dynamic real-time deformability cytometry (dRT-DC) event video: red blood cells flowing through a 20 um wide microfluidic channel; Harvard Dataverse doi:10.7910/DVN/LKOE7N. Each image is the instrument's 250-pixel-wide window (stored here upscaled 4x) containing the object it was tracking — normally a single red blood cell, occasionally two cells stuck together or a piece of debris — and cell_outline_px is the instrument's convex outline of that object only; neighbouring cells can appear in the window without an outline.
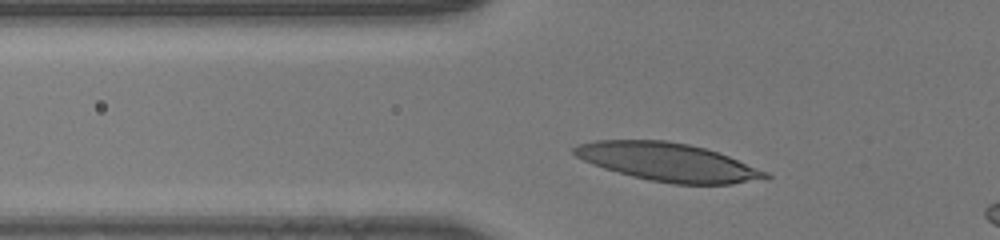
{"species": "human", "species_latin": "Homo sapiens", "temperature_condition": "room temperature", "stored_images_in_passage": 30, "camera_frame_rate_fps": 3000, "um_per_image_px": 0.085, "donor": {"sex": "male"}, "frame": {"image": 1, "passage_image": 5, "time_ms": 1.333, "image_size_px": [1000, 240], "cell_outline_px": [[772, 176], [768, 180], [732, 184], [672, 184], [648, 180], [632, 176], [604, 168], [592, 164], [576, 156], [572, 152], [572, 148], [576, 144], [596, 140], [664, 140], [688, 144], [704, 148], [728, 156], [768, 172]], "centroid_in_image_um": [56.8, 13.78], "position_along_channel_um": 69.0, "area_um2": 42.71}}
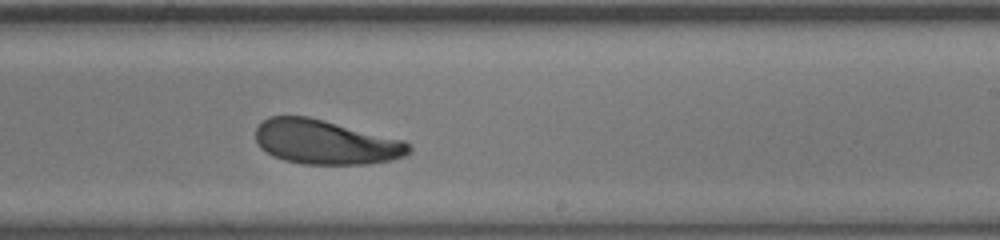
{"frame": {"image": 2, "passage_image": 19, "time_ms": 6.0, "image_size_px": [1000, 240], "cell_outline_px": [[412, 152], [404, 156], [392, 160], [368, 164], [304, 164], [284, 160], [272, 156], [260, 148], [256, 140], [256, 128], [268, 116], [308, 116], [404, 140], [412, 148]], "centroid_in_image_um": [27.68, 12.08], "position_along_channel_um": 261.3, "area_um2": 39.77}}
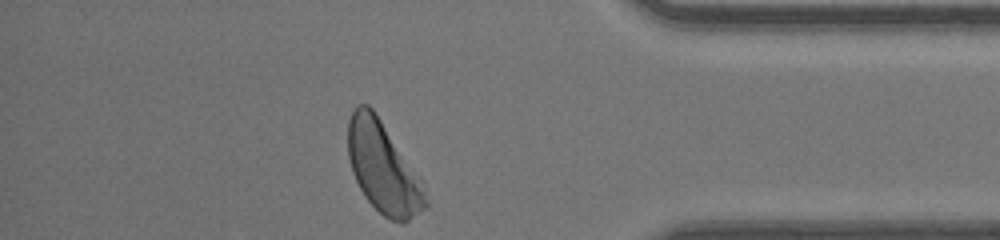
{"frame": {"image": 3, "passage_image": 30, "time_ms": 9.667, "image_size_px": [1000, 240], "cell_outline_px": [[428, 204], [424, 208], [408, 220], [388, 220], [364, 196], [352, 172], [348, 156], [348, 120], [356, 104], [368, 104], [372, 108], [380, 120], [424, 192]], "centroid_in_image_um": [32.45, 14.24], "position_along_channel_um": 402.7, "area_um2": 38.78}}